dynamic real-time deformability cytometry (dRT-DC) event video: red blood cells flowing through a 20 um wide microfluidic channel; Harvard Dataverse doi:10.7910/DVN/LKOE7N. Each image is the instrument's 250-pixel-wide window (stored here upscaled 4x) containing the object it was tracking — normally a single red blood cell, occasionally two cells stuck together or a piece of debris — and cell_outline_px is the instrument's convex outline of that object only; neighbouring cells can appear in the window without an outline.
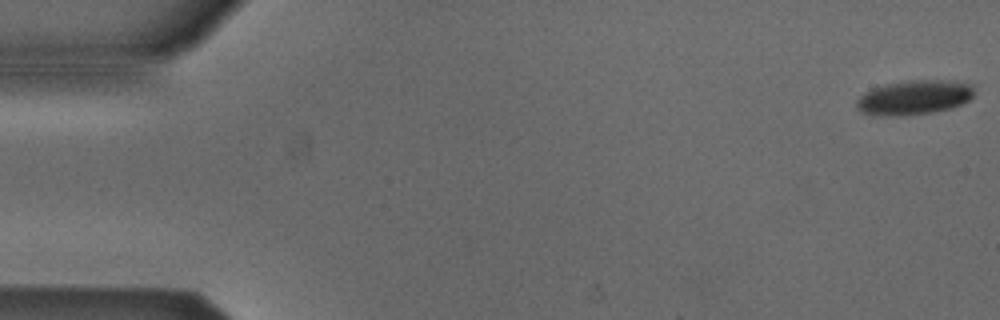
{"species": "Egyptian fruit bat (a non-hibernating species)", "species_latin": "Rousettus aegyptiacus", "temperature_condition": "cold", "stored_images_in_passage": 47, "camera_frame_rate_fps": 3000, "um_per_image_px": 0.085, "animal": {"sex": "male"}, "frame": {"image": 1, "passage_image": 1, "time_ms": 0.0, "image_size_px": [1000, 320], "cell_outline_px": [[976, 92], [968, 100], [960, 104], [948, 108], [932, 112], [896, 116], [872, 116], [856, 108], [856, 100], [864, 92], [872, 88], [888, 84], [908, 80], [940, 80], [972, 84]], "centroid_in_image_um": [77.66, 8.28], "position_along_channel_um": 7.3, "area_um2": 23.52}}
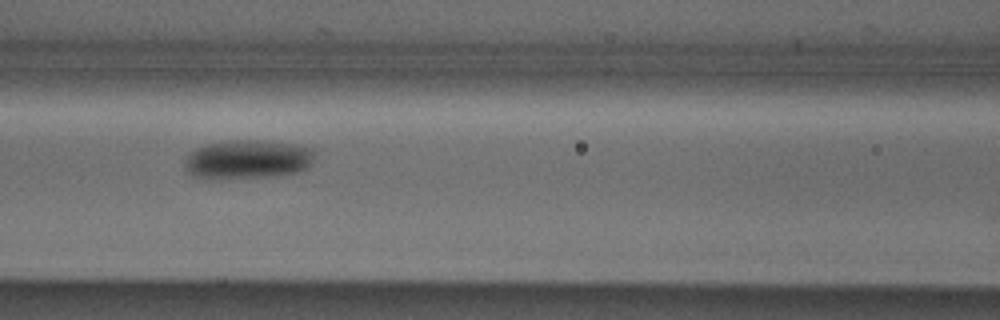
{"frame": {"image": 2, "passage_image": 23, "time_ms": 7.333, "image_size_px": [1000, 320], "cell_outline_px": [[316, 152], [312, 164], [308, 168], [300, 172], [280, 176], [192, 176], [184, 168], [184, 160], [188, 152], [196, 148], [208, 144], [224, 140], [260, 140], [292, 144], [312, 148]], "centroid_in_image_um": [21.11, 13.51], "position_along_channel_um": 145.5, "area_um2": 29.25}}
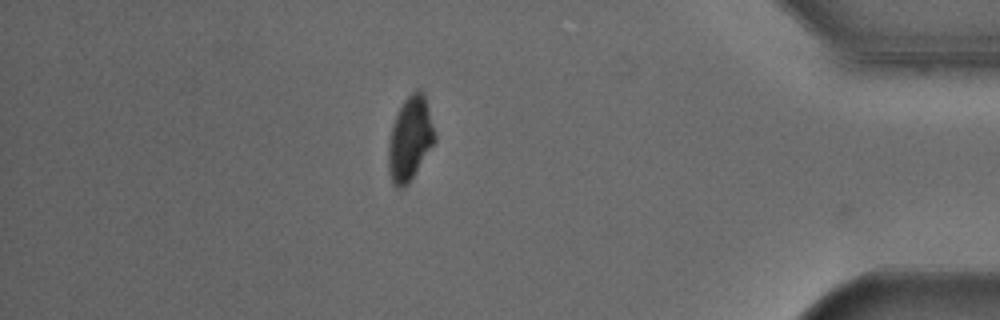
{"frame": {"image": 3, "passage_image": 46, "time_ms": 15.0, "image_size_px": [1000, 320], "cell_outline_px": [[436, 140], [408, 184], [404, 188], [396, 188], [392, 184], [388, 172], [388, 140], [392, 124], [396, 112], [404, 100], [416, 88], [420, 88], [424, 92], [436, 136]], "centroid_in_image_um": [34.83, 11.78], "position_along_channel_um": 400.4, "area_um2": 23.0}, "authors_computed_cell_mechanics": {"area_um2": 26.4146, "velocity_mm_per_s": 3.8681, "shape_relaxation_time_tau1_ms": 8.8853, "shape_relaxation_time_tau2_ms": null, "deformation_change_tau1": 0.1613, "deformation_change_tau2": null}}